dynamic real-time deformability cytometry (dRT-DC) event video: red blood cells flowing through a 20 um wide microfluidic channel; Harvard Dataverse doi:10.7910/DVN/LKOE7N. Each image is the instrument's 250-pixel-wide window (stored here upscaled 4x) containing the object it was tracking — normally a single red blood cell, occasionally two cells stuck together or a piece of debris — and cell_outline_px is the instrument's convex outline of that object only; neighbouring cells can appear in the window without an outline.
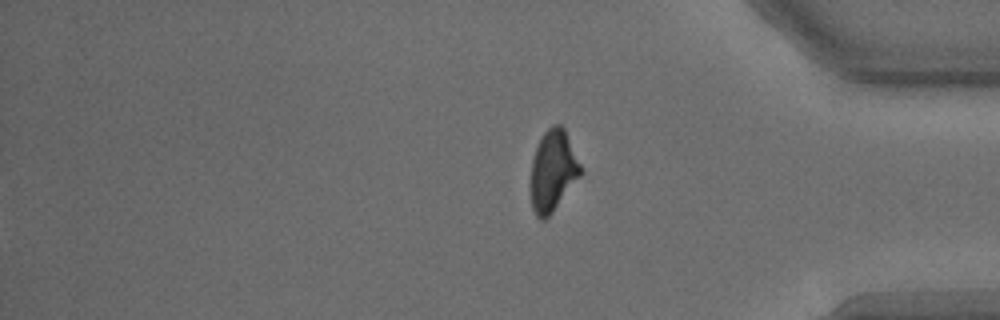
{"species": "common noctule bat (a hibernating species)", "species_latin": "Nyctalus noctula", "temperature_condition": "warm", "stored_images_in_passage": 38, "segment_of_instrument_passage": [2, 2], "camera_frame_rate_fps": 3000, "um_per_image_px": 0.085, "animal": {"sex": "male", "body_mass_g": 15.6}, "frame": {"image": 1, "passage_image": 38, "time_ms": 12.333, "image_size_px": [1000, 320], "cell_outline_px": [[584, 172], [552, 212], [544, 220], [540, 220], [536, 216], [532, 208], [528, 184], [532, 160], [536, 148], [544, 132], [552, 124], [560, 124], [564, 128], [584, 168]], "centroid_in_image_um": [46.99, 14.53], "position_along_channel_um": 388.2, "area_um2": 24.22}}